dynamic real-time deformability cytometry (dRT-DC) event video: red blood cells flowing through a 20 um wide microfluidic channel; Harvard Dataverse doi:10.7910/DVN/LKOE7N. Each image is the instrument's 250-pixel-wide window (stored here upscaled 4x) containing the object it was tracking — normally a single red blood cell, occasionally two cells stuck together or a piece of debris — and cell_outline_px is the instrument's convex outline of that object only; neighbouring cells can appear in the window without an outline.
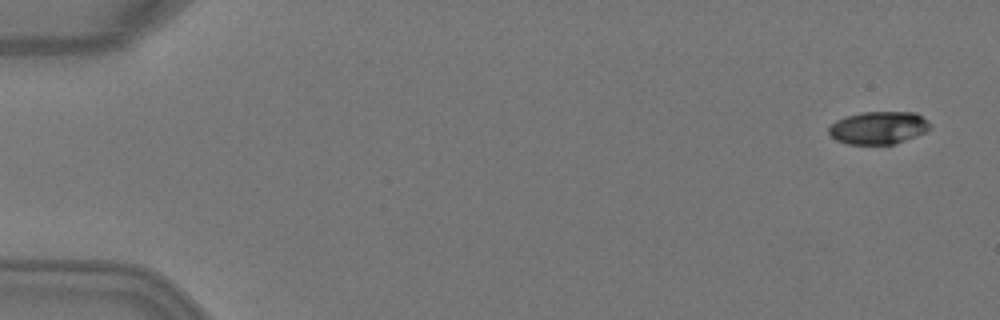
{"species": "Egyptian fruit bat (a non-hibernating species)", "species_latin": "Rousettus aegyptiacus", "temperature_condition": "warm", "stored_images_in_passage": 5, "segment_of_instrument_passage": [2, 2], "camera_frame_rate_fps": 3000, "um_per_image_px": 0.085, "animal": {"sex": "female"}, "frame": {"image": 1, "passage_image": 5, "time_ms": 1.333, "image_size_px": [1000, 320], "cell_outline_px": [[932, 128], [916, 136], [892, 144], [848, 144], [836, 140], [828, 132], [828, 128], [836, 120], [844, 116], [864, 112], [916, 112], [928, 120], [932, 124]], "centroid_in_image_um": [74.69, 10.85], "position_along_channel_um": 10.3, "area_um2": 19.36}}